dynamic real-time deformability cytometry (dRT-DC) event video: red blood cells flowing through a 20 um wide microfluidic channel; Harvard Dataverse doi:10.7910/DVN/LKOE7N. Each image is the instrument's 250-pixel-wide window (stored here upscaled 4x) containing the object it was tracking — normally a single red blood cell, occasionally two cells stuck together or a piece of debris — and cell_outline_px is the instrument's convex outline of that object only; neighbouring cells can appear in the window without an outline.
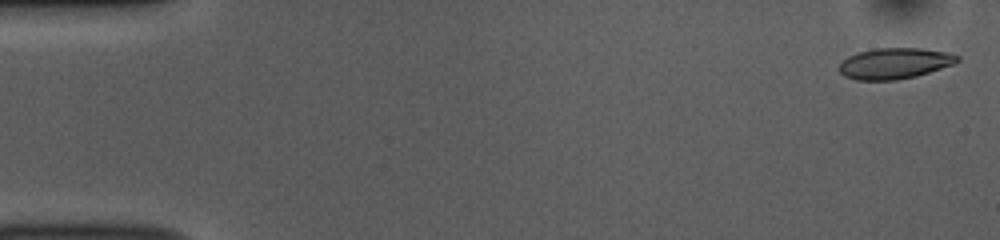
{"species": "common noctule bat (a hibernating species)", "species_latin": "Nyctalus noctula", "temperature_condition": "room temperature", "stored_images_in_passage": 53, "camera_frame_rate_fps": 3000, "um_per_image_px": 0.085, "animal": {"sex": "female", "body_mass_g": 10.0, "forearm_length_mm": 53.1}, "frame": {"image": 1, "passage_image": 2, "time_ms": 0.333, "image_size_px": [1000, 240], "cell_outline_px": [[960, 60], [956, 64], [916, 76], [896, 80], [856, 80], [844, 76], [840, 72], [840, 64], [848, 56], [860, 52], [876, 48], [924, 48], [948, 52], [960, 56]], "centroid_in_image_um": [76.1, 5.38], "position_along_channel_um": 8.9, "area_um2": 21.39}}
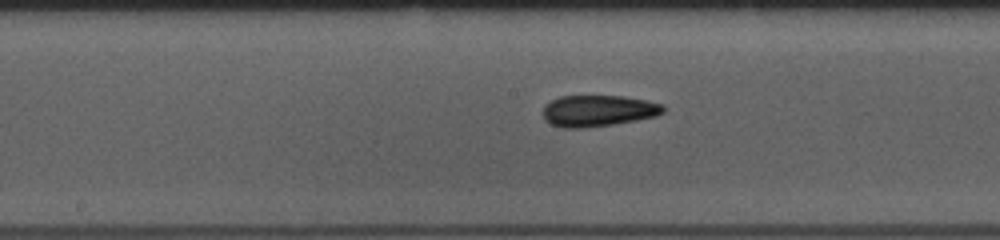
{"frame": {"image": 2, "passage_image": 27, "time_ms": 8.667, "image_size_px": [1000, 240], "cell_outline_px": [[664, 112], [656, 116], [636, 120], [612, 124], [584, 128], [560, 128], [544, 120], [544, 104], [560, 96], [624, 96], [648, 100], [664, 104]], "centroid_in_image_um": [50.85, 9.41], "position_along_channel_um": 197.4, "area_um2": 22.08}}
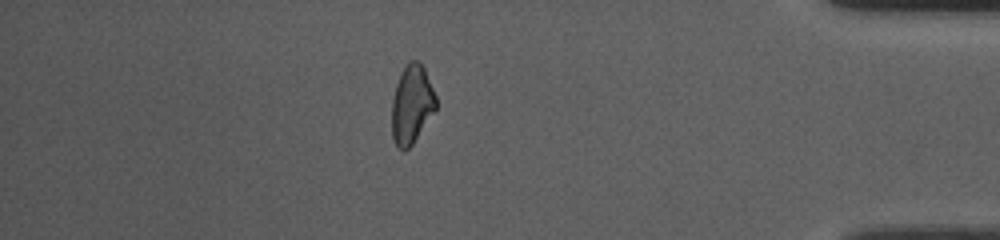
{"frame": {"image": 3, "passage_image": 46, "time_ms": 15.0, "image_size_px": [1000, 240], "cell_outline_px": [[436, 108], [412, 144], [404, 152], [396, 144], [392, 136], [392, 100], [396, 84], [408, 60], [416, 60], [424, 68], [436, 96]], "centroid_in_image_um": [34.99, 8.87], "position_along_channel_um": 400.2, "area_um2": 19.83}, "authors_computed_cell_mechanics": {"area_um2": 21.097, "velocity_mm_per_s": 3.8059, "shape_relaxation_time_tau1_ms": 7.9556, "shape_relaxation_time_tau2_ms": 2.7642, "deformation_change_tau1": 0.2096, "deformation_change_tau2": 0.1052}}